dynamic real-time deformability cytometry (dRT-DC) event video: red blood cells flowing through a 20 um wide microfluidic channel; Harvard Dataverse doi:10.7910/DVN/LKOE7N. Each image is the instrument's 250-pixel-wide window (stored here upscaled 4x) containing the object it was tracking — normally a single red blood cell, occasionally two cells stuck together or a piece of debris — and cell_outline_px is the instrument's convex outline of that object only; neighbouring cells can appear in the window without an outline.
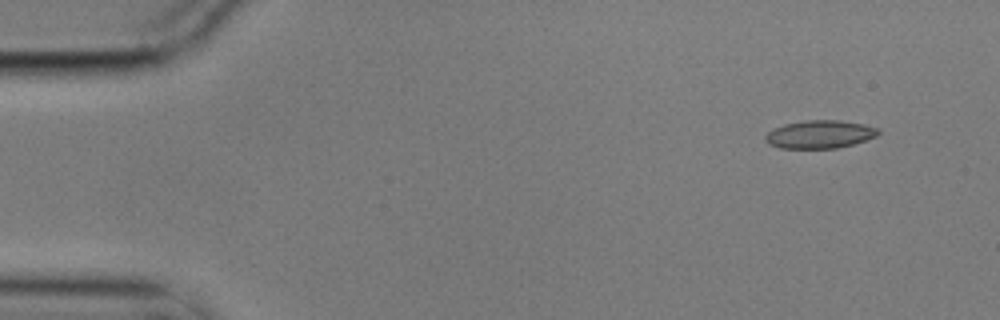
{"species": "common noctule bat (a hibernating species)", "species_latin": "Nyctalus noctula", "temperature_condition": "cold", "stored_images_in_passage": 9, "camera_frame_rate_fps": 3000, "um_per_image_px": 0.085, "animal": {"sex": "male", "body_mass_g": 17.9}, "frame": {"image": 1, "passage_image": 1, "time_ms": 0.0, "image_size_px": [1000, 320], "cell_outline_px": [[880, 132], [876, 136], [852, 144], [836, 148], [780, 148], [768, 144], [764, 140], [764, 136], [768, 132], [784, 124], [804, 120], [840, 120], [864, 124], [876, 128]], "centroid_in_image_um": [69.64, 11.41], "position_along_channel_um": 15.4, "area_um2": 18.32}}
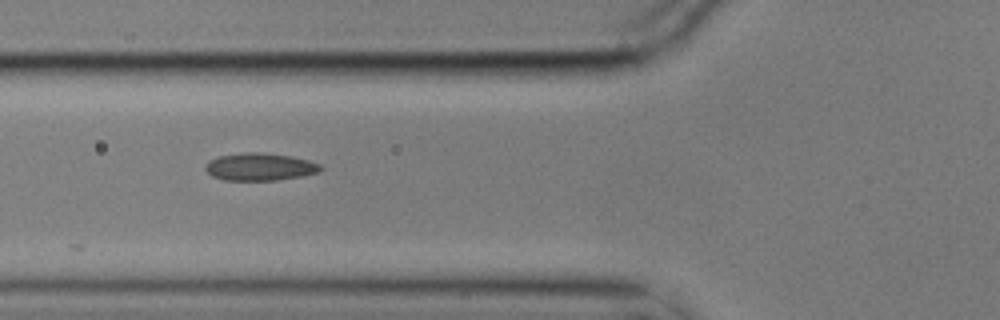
{"frame": {"image": 2, "passage_image": 5, "time_ms": 1.333, "image_size_px": [1000, 320], "cell_outline_px": [[324, 168], [316, 172], [300, 176], [276, 180], [224, 180], [212, 176], [204, 168], [208, 160], [220, 156], [244, 152], [260, 152], [292, 156], [308, 160], [320, 164]], "centroid_in_image_um": [22.07, 14.17], "position_along_channel_um": 103.7, "area_um2": 18.38}}
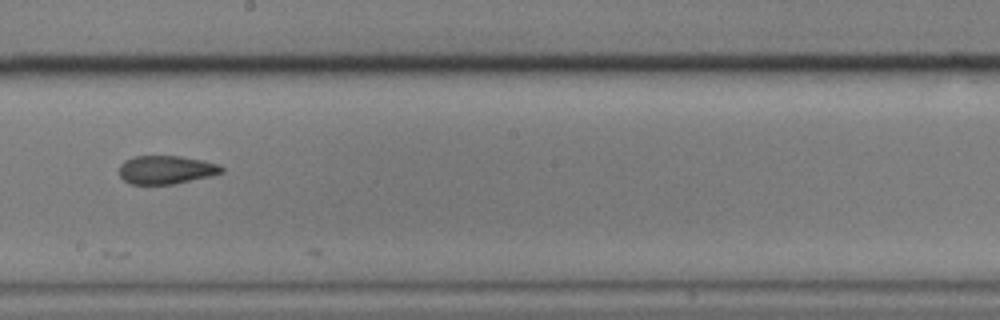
{"frame": {"image": 3, "passage_image": 8, "time_ms": 2.333, "image_size_px": [1000, 320], "cell_outline_px": [[224, 172], [212, 176], [172, 184], [132, 184], [124, 180], [120, 176], [120, 164], [124, 160], [136, 156], [180, 156], [204, 160], [220, 164], [224, 168]], "centroid_in_image_um": [14.16, 14.42], "position_along_channel_um": 234.0, "area_um2": 17.05}}